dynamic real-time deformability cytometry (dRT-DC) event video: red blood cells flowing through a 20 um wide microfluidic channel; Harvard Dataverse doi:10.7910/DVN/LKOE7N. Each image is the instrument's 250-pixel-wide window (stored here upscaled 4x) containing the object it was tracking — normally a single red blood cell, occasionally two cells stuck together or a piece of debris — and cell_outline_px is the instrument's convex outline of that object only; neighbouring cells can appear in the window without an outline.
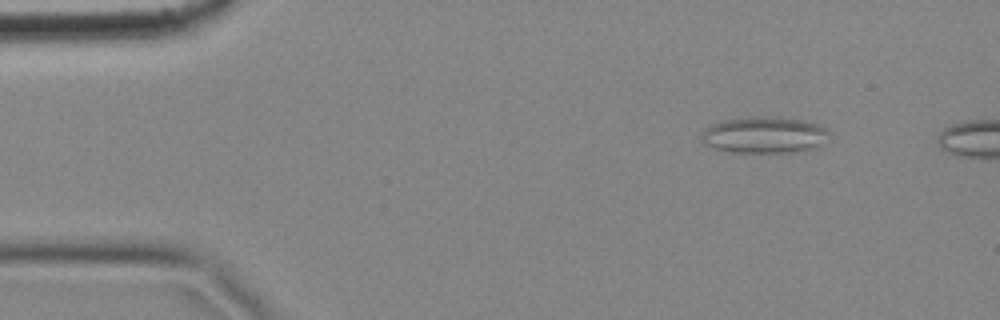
{"species": "common noctule bat (a hibernating species)", "species_latin": "Nyctalus noctula", "temperature_condition": "cold", "stored_images_in_passage": 3, "camera_frame_rate_fps": 3000, "um_per_image_px": 0.085, "animal": {"sex": "female", "body_mass_g": 18.4}, "frame": {"image": 1, "passage_image": 1, "time_ms": 0.0, "image_size_px": [1000, 320], "cell_outline_px": [[832, 132], [820, 144], [812, 148], [792, 152], [732, 152], [716, 148], [704, 144], [700, 140], [700, 136], [704, 128], [712, 124], [724, 120], [748, 116], [764, 116], [804, 120], [816, 124]], "centroid_in_image_um": [64.91, 11.46], "position_along_channel_um": 20.1, "area_um2": 27.05}}